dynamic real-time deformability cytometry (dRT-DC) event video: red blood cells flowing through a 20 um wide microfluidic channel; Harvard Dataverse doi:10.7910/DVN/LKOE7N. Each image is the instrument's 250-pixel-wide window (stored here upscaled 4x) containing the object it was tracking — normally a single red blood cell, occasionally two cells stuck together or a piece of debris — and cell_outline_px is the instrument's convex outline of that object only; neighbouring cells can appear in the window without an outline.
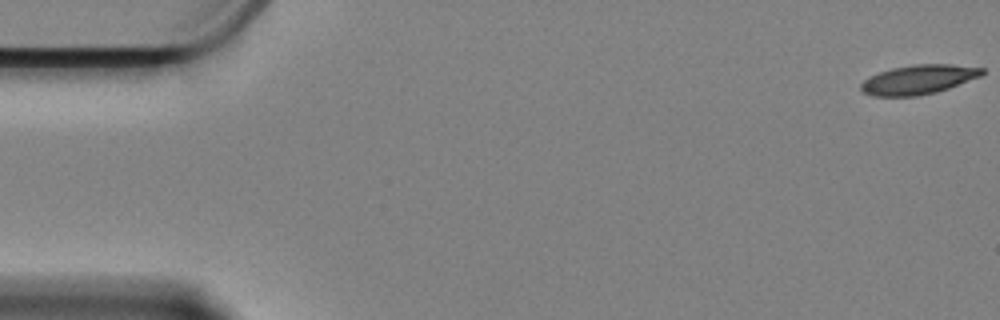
{"species": "Egyptian fruit bat (a non-hibernating species)", "species_latin": "Rousettus aegyptiacus", "temperature_condition": "cold", "stored_images_in_passage": 58, "camera_frame_rate_fps": 3000, "um_per_image_px": 0.085, "animal": {"sex": "female"}, "frame": {"image": 1, "passage_image": 1, "time_ms": 0.0, "image_size_px": [1000, 320], "cell_outline_px": [[984, 72], [980, 76], [948, 88], [936, 92], [920, 96], [872, 96], [864, 92], [860, 88], [860, 84], [868, 76], [892, 68], [912, 64], [952, 64], [984, 68]], "centroid_in_image_um": [78.04, 6.76], "position_along_channel_um": 7.0, "area_um2": 20.69}}
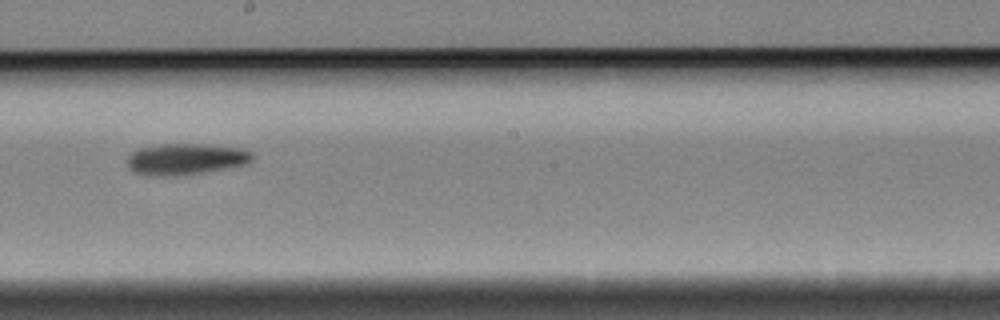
{"frame": {"image": 2, "passage_image": 33, "time_ms": 10.667, "image_size_px": [1000, 320], "cell_outline_px": [[252, 160], [248, 164], [204, 172], [176, 176], [164, 176], [136, 172], [128, 168], [128, 156], [132, 152], [140, 148], [160, 144], [204, 144], [240, 148], [252, 152]], "centroid_in_image_um": [15.81, 13.51], "position_along_channel_um": 232.4, "area_um2": 22.6}}
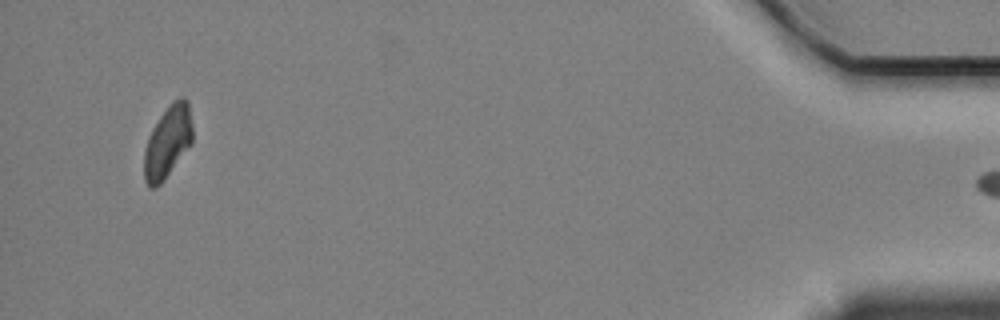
{"frame": {"image": 3, "passage_image": 57, "time_ms": 18.667, "image_size_px": [1000, 320], "cell_outline_px": [[192, 144], [164, 180], [156, 188], [152, 188], [144, 180], [144, 148], [148, 136], [152, 128], [160, 116], [172, 100], [180, 96], [184, 96], [188, 100], [192, 124]], "centroid_in_image_um": [14.26, 12.03], "position_along_channel_um": 420.9, "area_um2": 20.63}}